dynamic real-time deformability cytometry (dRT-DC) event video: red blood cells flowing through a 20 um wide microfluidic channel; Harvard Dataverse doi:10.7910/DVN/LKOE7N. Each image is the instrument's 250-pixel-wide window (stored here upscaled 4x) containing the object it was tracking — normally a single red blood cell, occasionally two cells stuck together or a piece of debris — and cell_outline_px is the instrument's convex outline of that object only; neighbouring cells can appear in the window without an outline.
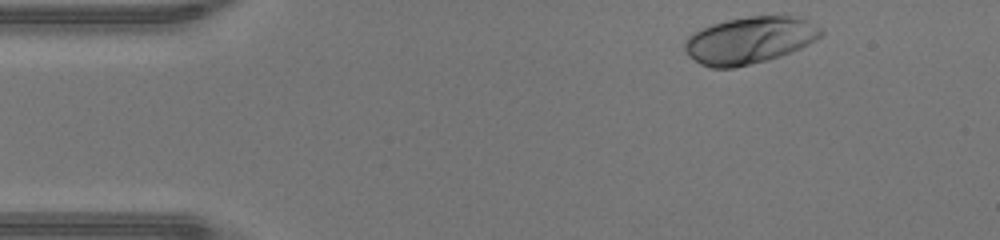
{"species": "human", "species_latin": "Homo sapiens", "temperature_condition": "warm", "stored_images_in_passage": 36, "camera_frame_rate_fps": 3000, "um_per_image_px": 0.085, "donor": {"sex": "male"}, "frame": {"image": 1, "passage_image": 1, "time_ms": 0.0, "image_size_px": [1000, 240], "cell_outline_px": [[824, 32], [816, 40], [800, 48], [780, 56], [768, 60], [732, 68], [712, 68], [700, 64], [688, 56], [684, 48], [684, 40], [688, 36], [700, 28], [712, 24], [728, 20], [748, 16], [796, 16], [820, 28]], "centroid_in_image_um": [63.67, 3.43], "position_along_channel_um": 21.3, "area_um2": 37.11}}
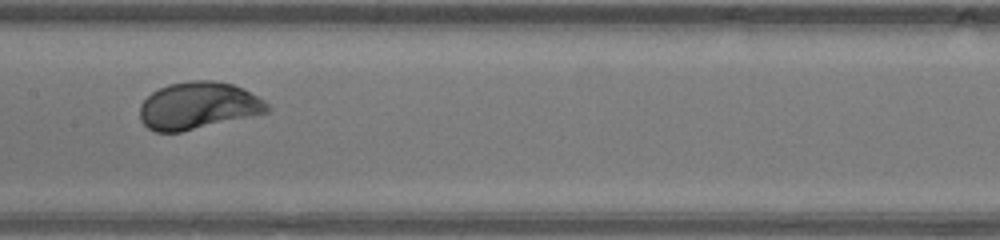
{"frame": {"image": 2, "passage_image": 18, "time_ms": 5.667, "image_size_px": [1000, 240], "cell_outline_px": [[268, 112], [180, 132], [156, 132], [148, 128], [140, 120], [140, 104], [152, 92], [168, 84], [188, 80], [212, 80], [232, 84], [244, 88], [264, 100], [268, 104]], "centroid_in_image_um": [16.82, 8.97], "position_along_channel_um": 190.6, "area_um2": 34.91}}
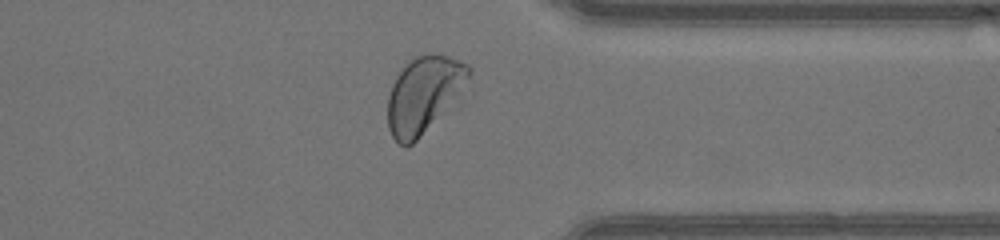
{"frame": {"image": 3, "passage_image": 31, "time_ms": 10.0, "image_size_px": [1000, 240], "cell_outline_px": [[472, 72], [456, 92], [416, 140], [412, 144], [404, 148], [392, 136], [388, 128], [388, 96], [392, 84], [396, 76], [416, 56], [448, 56], [460, 60], [468, 64], [472, 68]], "centroid_in_image_um": [35.93, 8.03], "position_along_channel_um": 375.5, "area_um2": 33.76}, "authors_computed_cell_mechanics": {"area_um2": 34.8823, "velocity_mm_per_s": 4.4171, "shape_relaxation_time_tau1_ms": 1.7987, "shape_relaxation_time_tau2_ms": null, "deformation_change_tau1": 0.1602, "deformation_change_tau2": null}}